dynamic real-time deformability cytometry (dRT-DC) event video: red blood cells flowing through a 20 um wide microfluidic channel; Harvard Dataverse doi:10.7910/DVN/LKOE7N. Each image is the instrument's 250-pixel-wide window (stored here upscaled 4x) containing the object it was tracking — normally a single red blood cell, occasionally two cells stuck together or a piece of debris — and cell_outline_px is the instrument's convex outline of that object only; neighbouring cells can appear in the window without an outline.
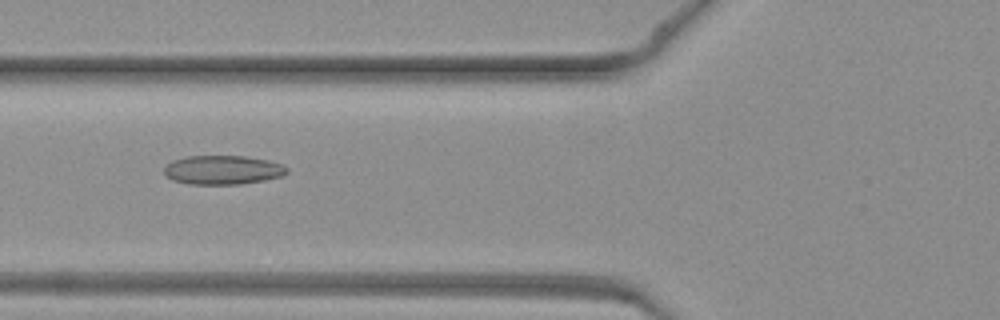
{"species": "common noctule bat (a hibernating species)", "species_latin": "Nyctalus noctula", "temperature_condition": "warm", "stored_images_in_passage": 13, "camera_frame_rate_fps": 3000, "um_per_image_px": 0.085, "animal": {"sex": "female", "body_mass_g": 19.3, "forearm_length_mm": 54.1}, "frame": {"image": 1, "passage_image": 3, "time_ms": 0.667, "image_size_px": [1000, 320], "cell_outline_px": [[288, 172], [284, 176], [264, 180], [240, 184], [188, 184], [172, 180], [164, 176], [164, 168], [172, 160], [184, 156], [244, 156], [268, 160], [280, 164], [288, 168]], "centroid_in_image_um": [18.91, 14.44], "position_along_channel_um": 106.9, "area_um2": 20.92}}
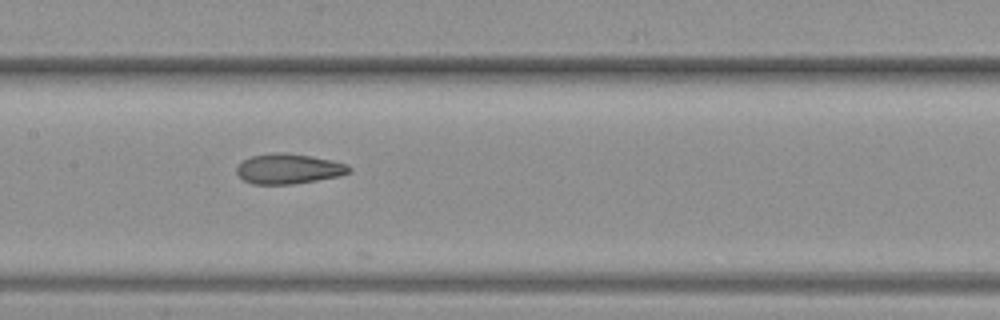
{"frame": {"image": 2, "passage_image": 8, "time_ms": 2.333, "image_size_px": [1000, 320], "cell_outline_px": [[352, 172], [340, 176], [292, 184], [252, 184], [244, 180], [236, 172], [236, 168], [244, 160], [252, 156], [272, 152], [288, 152], [312, 156], [332, 160], [348, 164], [352, 168]], "centroid_in_image_um": [24.57, 14.34], "position_along_channel_um": 182.8, "area_um2": 19.88}}
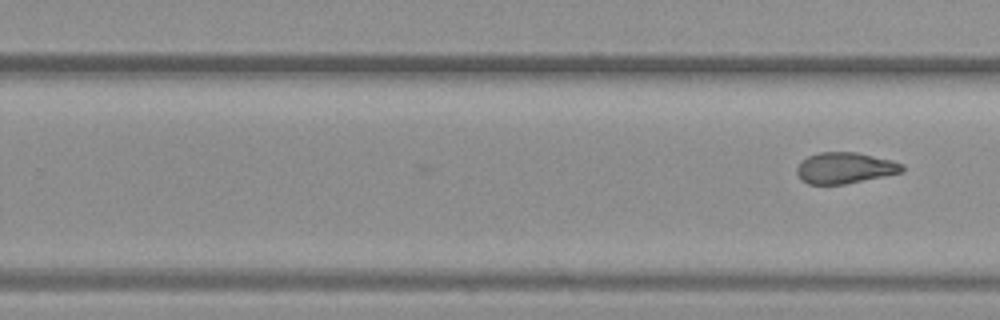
{"frame": {"image": 3, "passage_image": 13, "time_ms": 4.0, "image_size_px": [1000, 320], "cell_outline_px": [[904, 172], [844, 184], [808, 184], [800, 180], [796, 172], [796, 168], [808, 156], [820, 152], [856, 152], [892, 160], [904, 164]], "centroid_in_image_um": [71.83, 14.28], "position_along_channel_um": 258.0, "area_um2": 19.07}}